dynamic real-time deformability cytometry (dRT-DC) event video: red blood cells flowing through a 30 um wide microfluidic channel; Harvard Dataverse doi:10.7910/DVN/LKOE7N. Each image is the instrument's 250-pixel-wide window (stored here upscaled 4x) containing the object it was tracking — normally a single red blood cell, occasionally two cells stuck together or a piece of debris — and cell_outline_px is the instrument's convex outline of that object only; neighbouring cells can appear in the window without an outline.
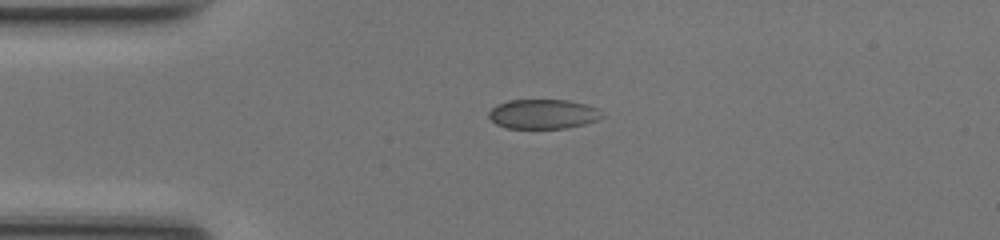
{"species": "common noctule bat (a hibernating species)", "species_latin": "Nyctalus noctula", "temperature_condition": "room temperature", "stored_images_in_passage": 38, "camera_frame_rate_fps": 3000, "um_per_image_px": 0.085, "animal": {"sex": "female", "body_mass_g": 17.0, "forearm_length_mm": 48.0}, "frame": {"image": 1, "passage_image": 1, "time_ms": 0.0, "image_size_px": [1000, 240], "cell_outline_px": [[604, 116], [596, 120], [584, 124], [564, 128], [508, 128], [496, 124], [488, 116], [488, 112], [496, 104], [508, 100], [568, 100], [584, 104], [596, 108]], "centroid_in_image_um": [46.12, 9.69], "position_along_channel_um": 38.9, "area_um2": 19.36}}
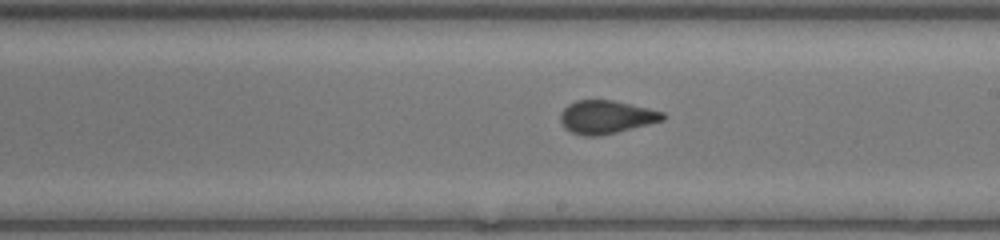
{"frame": {"image": 2, "passage_image": 17, "time_ms": 5.333, "image_size_px": [1000, 240], "cell_outline_px": [[664, 120], [600, 136], [584, 136], [572, 132], [564, 128], [560, 120], [560, 112], [568, 104], [576, 100], [612, 100], [648, 108], [664, 112]], "centroid_in_image_um": [51.49, 9.94], "position_along_channel_um": 237.5, "area_um2": 19.71}}
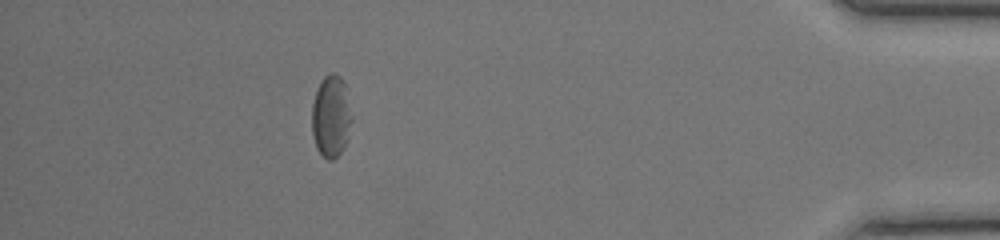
{"frame": {"image": 3, "passage_image": 33, "time_ms": 10.667, "image_size_px": [1000, 240], "cell_outline_px": [[352, 120], [344, 148], [332, 160], [328, 160], [316, 148], [312, 136], [312, 104], [316, 88], [320, 80], [328, 72], [332, 72], [340, 76], [344, 80], [352, 116]], "centroid_in_image_um": [28.12, 9.84], "position_along_channel_um": 407.1, "area_um2": 19.31}, "authors_computed_cell_mechanics": {"area_um2": 20.2011, "velocity_mm_per_s": 4.2444, "shape_relaxation_time_tau1_ms": 11.203, "shape_relaxation_time_tau2_ms": null, "deformation_change_tau1": 0.1794, "deformation_change_tau2": null}}